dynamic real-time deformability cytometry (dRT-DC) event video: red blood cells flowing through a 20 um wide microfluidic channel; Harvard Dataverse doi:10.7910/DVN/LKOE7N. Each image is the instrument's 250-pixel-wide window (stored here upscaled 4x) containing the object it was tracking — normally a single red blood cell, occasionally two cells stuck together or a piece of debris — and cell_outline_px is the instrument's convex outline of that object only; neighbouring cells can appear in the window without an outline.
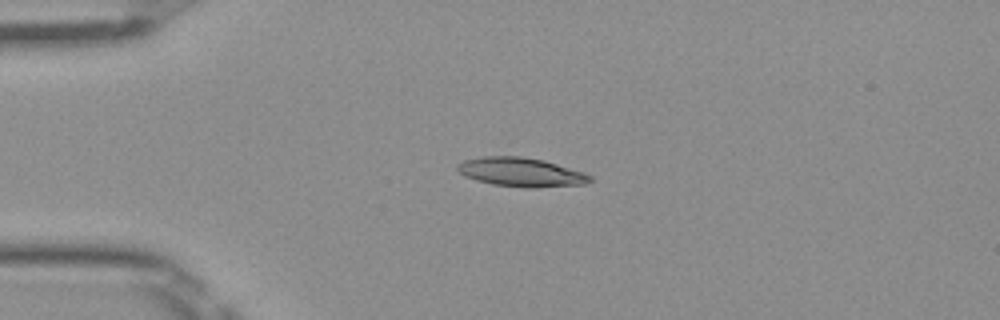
{"species": "Egyptian fruit bat (a non-hibernating species)", "species_latin": "Rousettus aegyptiacus", "temperature_condition": "room temperature", "stored_images_in_passage": 41, "camera_frame_rate_fps": 3000, "um_per_image_px": 0.085, "frame": {"image": 1, "passage_image": 10, "time_ms": 3.0, "image_size_px": [1000, 320], "cell_outline_px": [[592, 180], [588, 184], [536, 188], [524, 188], [492, 184], [476, 180], [464, 176], [456, 168], [456, 164], [464, 160], [484, 156], [520, 156], [544, 160], [584, 172], [592, 176]], "centroid_in_image_um": [44.31, 14.64], "position_along_channel_um": 40.7, "area_um2": 22.66}}
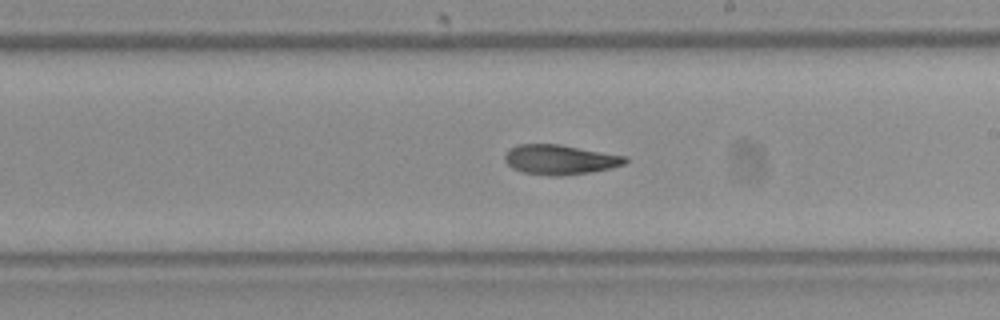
{"frame": {"image": 2, "passage_image": 27, "time_ms": 8.667, "image_size_px": [1000, 320], "cell_outline_px": [[628, 160], [624, 164], [608, 168], [588, 172], [560, 176], [552, 176], [520, 172], [512, 168], [504, 160], [504, 152], [508, 148], [516, 144], [560, 144], [628, 156]], "centroid_in_image_um": [47.54, 13.55], "position_along_channel_um": 241.5, "area_um2": 21.1}}
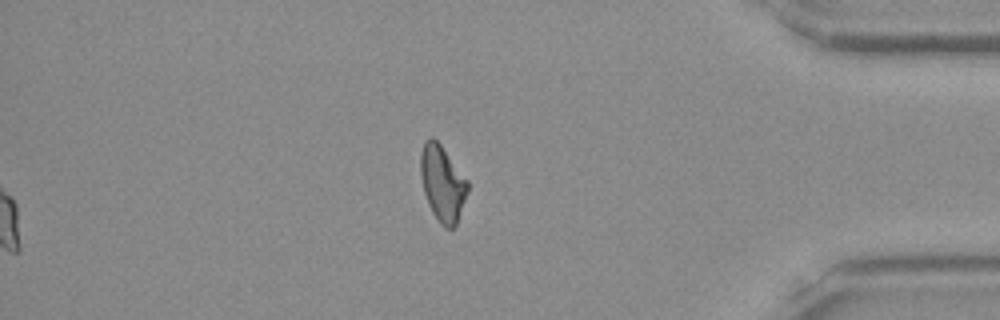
{"frame": {"image": 3, "passage_image": 41, "time_ms": 13.333, "image_size_px": [1000, 320], "cell_outline_px": [[468, 192], [456, 224], [452, 228], [444, 228], [440, 224], [432, 212], [428, 204], [424, 192], [420, 176], [420, 152], [424, 140], [428, 136], [432, 136], [440, 144], [468, 180]], "centroid_in_image_um": [37.59, 15.56], "position_along_channel_um": 397.6, "area_um2": 20.92}, "authors_computed_cell_mechanics": {"area_um2": 21.1548, "velocity_mm_per_s": 4.0383, "shape_relaxation_time_tau1_ms": null, "shape_relaxation_time_tau2_ms": 5.7304, "deformation_change_tau1": null, "deformation_change_tau2": 0.1409}}